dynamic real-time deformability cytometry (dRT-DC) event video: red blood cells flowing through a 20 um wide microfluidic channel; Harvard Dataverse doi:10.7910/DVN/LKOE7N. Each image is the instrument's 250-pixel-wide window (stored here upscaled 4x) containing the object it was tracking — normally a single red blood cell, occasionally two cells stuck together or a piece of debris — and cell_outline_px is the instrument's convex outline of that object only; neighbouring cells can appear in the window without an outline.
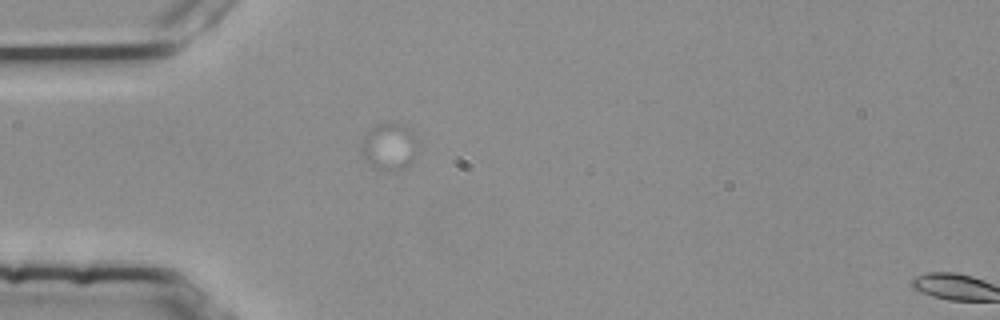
{"species": "common noctule bat (a hibernating species)", "species_latin": "Nyctalus noctula", "temperature_condition": "room temperature", "stored_images_in_passage": 3, "segment_of_instrument_passage": [1, 2], "camera_frame_rate_fps": 3000, "um_per_image_px": 0.085, "animal": {"sex": "female", "body_mass_g": 25.1}, "frame": {"image": 1, "passage_image": 2, "time_ms": 0.333, "image_size_px": [1000, 320], "cell_outline_px": [[412, 156], [404, 164], [396, 168], [380, 168], [372, 164], [364, 156], [364, 136], [372, 128], [380, 124], [392, 120], [404, 124]], "centroid_in_image_um": [32.93, 12.36], "position_along_channel_um": 52.1, "area_um2": 12.95}}